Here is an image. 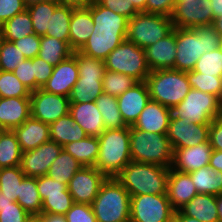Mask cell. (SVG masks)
I'll return each instance as SVG.
<instances>
[{"mask_svg":"<svg viewBox=\"0 0 222 222\" xmlns=\"http://www.w3.org/2000/svg\"><path fill=\"white\" fill-rule=\"evenodd\" d=\"M87 8L94 21L93 32L79 51L104 61L113 49L126 40L129 19L101 6L96 0Z\"/></svg>","mask_w":222,"mask_h":222,"instance_id":"cell-1","label":"cell"},{"mask_svg":"<svg viewBox=\"0 0 222 222\" xmlns=\"http://www.w3.org/2000/svg\"><path fill=\"white\" fill-rule=\"evenodd\" d=\"M216 205L218 210L219 222H222V194L216 196Z\"/></svg>","mask_w":222,"mask_h":222,"instance_id":"cell-63","label":"cell"},{"mask_svg":"<svg viewBox=\"0 0 222 222\" xmlns=\"http://www.w3.org/2000/svg\"><path fill=\"white\" fill-rule=\"evenodd\" d=\"M74 204L69 191H62V194L47 195L42 201L41 213L66 214Z\"/></svg>","mask_w":222,"mask_h":222,"instance_id":"cell-47","label":"cell"},{"mask_svg":"<svg viewBox=\"0 0 222 222\" xmlns=\"http://www.w3.org/2000/svg\"><path fill=\"white\" fill-rule=\"evenodd\" d=\"M197 194L189 173L179 172L170 167L167 179V196L173 209L179 211Z\"/></svg>","mask_w":222,"mask_h":222,"instance_id":"cell-22","label":"cell"},{"mask_svg":"<svg viewBox=\"0 0 222 222\" xmlns=\"http://www.w3.org/2000/svg\"><path fill=\"white\" fill-rule=\"evenodd\" d=\"M24 177L20 166L0 168V191L4 197L16 201Z\"/></svg>","mask_w":222,"mask_h":222,"instance_id":"cell-40","label":"cell"},{"mask_svg":"<svg viewBox=\"0 0 222 222\" xmlns=\"http://www.w3.org/2000/svg\"><path fill=\"white\" fill-rule=\"evenodd\" d=\"M98 140L99 153L94 167L107 178L116 177L132 161L130 126L121 129H105Z\"/></svg>","mask_w":222,"mask_h":222,"instance_id":"cell-3","label":"cell"},{"mask_svg":"<svg viewBox=\"0 0 222 222\" xmlns=\"http://www.w3.org/2000/svg\"><path fill=\"white\" fill-rule=\"evenodd\" d=\"M72 54L73 50L67 42L49 36H40L38 57L42 58L52 66H57Z\"/></svg>","mask_w":222,"mask_h":222,"instance_id":"cell-32","label":"cell"},{"mask_svg":"<svg viewBox=\"0 0 222 222\" xmlns=\"http://www.w3.org/2000/svg\"><path fill=\"white\" fill-rule=\"evenodd\" d=\"M208 141L213 150L222 151V117L213 119L209 127Z\"/></svg>","mask_w":222,"mask_h":222,"instance_id":"cell-56","label":"cell"},{"mask_svg":"<svg viewBox=\"0 0 222 222\" xmlns=\"http://www.w3.org/2000/svg\"><path fill=\"white\" fill-rule=\"evenodd\" d=\"M101 6L112 10L115 13L131 19L139 11L134 7L131 0H96Z\"/></svg>","mask_w":222,"mask_h":222,"instance_id":"cell-52","label":"cell"},{"mask_svg":"<svg viewBox=\"0 0 222 222\" xmlns=\"http://www.w3.org/2000/svg\"><path fill=\"white\" fill-rule=\"evenodd\" d=\"M214 20L222 15V0H210Z\"/></svg>","mask_w":222,"mask_h":222,"instance_id":"cell-60","label":"cell"},{"mask_svg":"<svg viewBox=\"0 0 222 222\" xmlns=\"http://www.w3.org/2000/svg\"><path fill=\"white\" fill-rule=\"evenodd\" d=\"M40 1H44V0H25V3L27 5L31 4V3H34V2H40Z\"/></svg>","mask_w":222,"mask_h":222,"instance_id":"cell-66","label":"cell"},{"mask_svg":"<svg viewBox=\"0 0 222 222\" xmlns=\"http://www.w3.org/2000/svg\"><path fill=\"white\" fill-rule=\"evenodd\" d=\"M222 38L213 25L176 28V58L174 70L193 71L203 53L219 48Z\"/></svg>","mask_w":222,"mask_h":222,"instance_id":"cell-2","label":"cell"},{"mask_svg":"<svg viewBox=\"0 0 222 222\" xmlns=\"http://www.w3.org/2000/svg\"><path fill=\"white\" fill-rule=\"evenodd\" d=\"M83 165L64 149L51 163L47 176L68 186L70 179Z\"/></svg>","mask_w":222,"mask_h":222,"instance_id":"cell-37","label":"cell"},{"mask_svg":"<svg viewBox=\"0 0 222 222\" xmlns=\"http://www.w3.org/2000/svg\"><path fill=\"white\" fill-rule=\"evenodd\" d=\"M130 152L133 162L170 168L173 149L166 134L144 132L130 126Z\"/></svg>","mask_w":222,"mask_h":222,"instance_id":"cell-7","label":"cell"},{"mask_svg":"<svg viewBox=\"0 0 222 222\" xmlns=\"http://www.w3.org/2000/svg\"><path fill=\"white\" fill-rule=\"evenodd\" d=\"M180 211L201 222H219L216 195L198 193Z\"/></svg>","mask_w":222,"mask_h":222,"instance_id":"cell-28","label":"cell"},{"mask_svg":"<svg viewBox=\"0 0 222 222\" xmlns=\"http://www.w3.org/2000/svg\"><path fill=\"white\" fill-rule=\"evenodd\" d=\"M78 66V80L72 87L70 103L95 101L103 93L102 79L106 71L104 61L79 50L73 51Z\"/></svg>","mask_w":222,"mask_h":222,"instance_id":"cell-8","label":"cell"},{"mask_svg":"<svg viewBox=\"0 0 222 222\" xmlns=\"http://www.w3.org/2000/svg\"><path fill=\"white\" fill-rule=\"evenodd\" d=\"M69 97L46 92L41 88L31 92V117L46 124L57 121L60 117L69 114Z\"/></svg>","mask_w":222,"mask_h":222,"instance_id":"cell-13","label":"cell"},{"mask_svg":"<svg viewBox=\"0 0 222 222\" xmlns=\"http://www.w3.org/2000/svg\"><path fill=\"white\" fill-rule=\"evenodd\" d=\"M173 29L171 17L143 11L129 19L126 40L145 49L166 37Z\"/></svg>","mask_w":222,"mask_h":222,"instance_id":"cell-9","label":"cell"},{"mask_svg":"<svg viewBox=\"0 0 222 222\" xmlns=\"http://www.w3.org/2000/svg\"><path fill=\"white\" fill-rule=\"evenodd\" d=\"M60 4L57 1L47 0L34 2L27 5V10L31 16L34 34L45 36L47 28H49L50 13Z\"/></svg>","mask_w":222,"mask_h":222,"instance_id":"cell-38","label":"cell"},{"mask_svg":"<svg viewBox=\"0 0 222 222\" xmlns=\"http://www.w3.org/2000/svg\"><path fill=\"white\" fill-rule=\"evenodd\" d=\"M194 71L203 73L209 76L222 77V50L216 48L215 50L205 52L196 62Z\"/></svg>","mask_w":222,"mask_h":222,"instance_id":"cell-44","label":"cell"},{"mask_svg":"<svg viewBox=\"0 0 222 222\" xmlns=\"http://www.w3.org/2000/svg\"><path fill=\"white\" fill-rule=\"evenodd\" d=\"M78 77L76 57L72 54L69 58L54 66L51 76L41 89L49 93L69 97Z\"/></svg>","mask_w":222,"mask_h":222,"instance_id":"cell-18","label":"cell"},{"mask_svg":"<svg viewBox=\"0 0 222 222\" xmlns=\"http://www.w3.org/2000/svg\"><path fill=\"white\" fill-rule=\"evenodd\" d=\"M63 149L83 166L94 167L99 153V140L98 137L87 136L82 140L67 143Z\"/></svg>","mask_w":222,"mask_h":222,"instance_id":"cell-30","label":"cell"},{"mask_svg":"<svg viewBox=\"0 0 222 222\" xmlns=\"http://www.w3.org/2000/svg\"><path fill=\"white\" fill-rule=\"evenodd\" d=\"M63 146L49 140L34 150L22 152L20 167L27 177L47 175L51 163L62 152Z\"/></svg>","mask_w":222,"mask_h":222,"instance_id":"cell-17","label":"cell"},{"mask_svg":"<svg viewBox=\"0 0 222 222\" xmlns=\"http://www.w3.org/2000/svg\"><path fill=\"white\" fill-rule=\"evenodd\" d=\"M30 216L16 201L0 193V222H26Z\"/></svg>","mask_w":222,"mask_h":222,"instance_id":"cell-46","label":"cell"},{"mask_svg":"<svg viewBox=\"0 0 222 222\" xmlns=\"http://www.w3.org/2000/svg\"><path fill=\"white\" fill-rule=\"evenodd\" d=\"M22 152L34 150L50 140L49 124L31 116L13 130Z\"/></svg>","mask_w":222,"mask_h":222,"instance_id":"cell-26","label":"cell"},{"mask_svg":"<svg viewBox=\"0 0 222 222\" xmlns=\"http://www.w3.org/2000/svg\"><path fill=\"white\" fill-rule=\"evenodd\" d=\"M94 21L88 8L74 9L69 25V45L73 51L80 50L91 33Z\"/></svg>","mask_w":222,"mask_h":222,"instance_id":"cell-27","label":"cell"},{"mask_svg":"<svg viewBox=\"0 0 222 222\" xmlns=\"http://www.w3.org/2000/svg\"><path fill=\"white\" fill-rule=\"evenodd\" d=\"M176 0H147L146 12L171 17Z\"/></svg>","mask_w":222,"mask_h":222,"instance_id":"cell-55","label":"cell"},{"mask_svg":"<svg viewBox=\"0 0 222 222\" xmlns=\"http://www.w3.org/2000/svg\"><path fill=\"white\" fill-rule=\"evenodd\" d=\"M50 140L65 146L67 143L79 141L88 135L70 114L60 117L49 125Z\"/></svg>","mask_w":222,"mask_h":222,"instance_id":"cell-29","label":"cell"},{"mask_svg":"<svg viewBox=\"0 0 222 222\" xmlns=\"http://www.w3.org/2000/svg\"><path fill=\"white\" fill-rule=\"evenodd\" d=\"M170 168L131 161L116 176L130 196L167 194Z\"/></svg>","mask_w":222,"mask_h":222,"instance_id":"cell-4","label":"cell"},{"mask_svg":"<svg viewBox=\"0 0 222 222\" xmlns=\"http://www.w3.org/2000/svg\"><path fill=\"white\" fill-rule=\"evenodd\" d=\"M22 151L13 130H0V168L20 166Z\"/></svg>","mask_w":222,"mask_h":222,"instance_id":"cell-34","label":"cell"},{"mask_svg":"<svg viewBox=\"0 0 222 222\" xmlns=\"http://www.w3.org/2000/svg\"><path fill=\"white\" fill-rule=\"evenodd\" d=\"M31 91L10 71L0 70V98L30 97Z\"/></svg>","mask_w":222,"mask_h":222,"instance_id":"cell-43","label":"cell"},{"mask_svg":"<svg viewBox=\"0 0 222 222\" xmlns=\"http://www.w3.org/2000/svg\"><path fill=\"white\" fill-rule=\"evenodd\" d=\"M30 116V97L0 98V130H14Z\"/></svg>","mask_w":222,"mask_h":222,"instance_id":"cell-24","label":"cell"},{"mask_svg":"<svg viewBox=\"0 0 222 222\" xmlns=\"http://www.w3.org/2000/svg\"><path fill=\"white\" fill-rule=\"evenodd\" d=\"M213 27L215 28V30L219 33V35L222 38V15H220L219 17H217L214 20Z\"/></svg>","mask_w":222,"mask_h":222,"instance_id":"cell-64","label":"cell"},{"mask_svg":"<svg viewBox=\"0 0 222 222\" xmlns=\"http://www.w3.org/2000/svg\"><path fill=\"white\" fill-rule=\"evenodd\" d=\"M212 151L209 142L187 148L173 149L171 168L179 172L189 173L201 167L209 166Z\"/></svg>","mask_w":222,"mask_h":222,"instance_id":"cell-20","label":"cell"},{"mask_svg":"<svg viewBox=\"0 0 222 222\" xmlns=\"http://www.w3.org/2000/svg\"><path fill=\"white\" fill-rule=\"evenodd\" d=\"M198 193L219 195L222 194V172L210 166L189 172Z\"/></svg>","mask_w":222,"mask_h":222,"instance_id":"cell-31","label":"cell"},{"mask_svg":"<svg viewBox=\"0 0 222 222\" xmlns=\"http://www.w3.org/2000/svg\"><path fill=\"white\" fill-rule=\"evenodd\" d=\"M176 1H194V0H176Z\"/></svg>","mask_w":222,"mask_h":222,"instance_id":"cell-69","label":"cell"},{"mask_svg":"<svg viewBox=\"0 0 222 222\" xmlns=\"http://www.w3.org/2000/svg\"><path fill=\"white\" fill-rule=\"evenodd\" d=\"M13 74L31 91H35V75L32 59L19 62Z\"/></svg>","mask_w":222,"mask_h":222,"instance_id":"cell-50","label":"cell"},{"mask_svg":"<svg viewBox=\"0 0 222 222\" xmlns=\"http://www.w3.org/2000/svg\"><path fill=\"white\" fill-rule=\"evenodd\" d=\"M66 222H97L92 206L74 203L65 214Z\"/></svg>","mask_w":222,"mask_h":222,"instance_id":"cell-48","label":"cell"},{"mask_svg":"<svg viewBox=\"0 0 222 222\" xmlns=\"http://www.w3.org/2000/svg\"><path fill=\"white\" fill-rule=\"evenodd\" d=\"M144 50L150 71L173 69L176 58V28L166 37L159 39Z\"/></svg>","mask_w":222,"mask_h":222,"instance_id":"cell-21","label":"cell"},{"mask_svg":"<svg viewBox=\"0 0 222 222\" xmlns=\"http://www.w3.org/2000/svg\"><path fill=\"white\" fill-rule=\"evenodd\" d=\"M106 70L122 73L144 82L150 74L145 50L133 42L124 40L104 60Z\"/></svg>","mask_w":222,"mask_h":222,"instance_id":"cell-11","label":"cell"},{"mask_svg":"<svg viewBox=\"0 0 222 222\" xmlns=\"http://www.w3.org/2000/svg\"><path fill=\"white\" fill-rule=\"evenodd\" d=\"M69 114L88 136L99 137L106 129L95 101L70 103Z\"/></svg>","mask_w":222,"mask_h":222,"instance_id":"cell-25","label":"cell"},{"mask_svg":"<svg viewBox=\"0 0 222 222\" xmlns=\"http://www.w3.org/2000/svg\"><path fill=\"white\" fill-rule=\"evenodd\" d=\"M171 116L177 119L186 117L191 123L210 124L213 119L221 116L220 99L191 88L184 100L171 109Z\"/></svg>","mask_w":222,"mask_h":222,"instance_id":"cell-10","label":"cell"},{"mask_svg":"<svg viewBox=\"0 0 222 222\" xmlns=\"http://www.w3.org/2000/svg\"><path fill=\"white\" fill-rule=\"evenodd\" d=\"M150 100L146 82H138L117 97L119 111L127 126H132Z\"/></svg>","mask_w":222,"mask_h":222,"instance_id":"cell-19","label":"cell"},{"mask_svg":"<svg viewBox=\"0 0 222 222\" xmlns=\"http://www.w3.org/2000/svg\"><path fill=\"white\" fill-rule=\"evenodd\" d=\"M210 124L191 123V120L177 119L171 116L167 137L172 149L196 146L203 142H209Z\"/></svg>","mask_w":222,"mask_h":222,"instance_id":"cell-15","label":"cell"},{"mask_svg":"<svg viewBox=\"0 0 222 222\" xmlns=\"http://www.w3.org/2000/svg\"><path fill=\"white\" fill-rule=\"evenodd\" d=\"M174 215L167 194L131 196L130 222H166Z\"/></svg>","mask_w":222,"mask_h":222,"instance_id":"cell-12","label":"cell"},{"mask_svg":"<svg viewBox=\"0 0 222 222\" xmlns=\"http://www.w3.org/2000/svg\"><path fill=\"white\" fill-rule=\"evenodd\" d=\"M32 64L34 65L36 91L37 89L42 88L43 85L48 81L53 72L54 66L38 56L32 59Z\"/></svg>","mask_w":222,"mask_h":222,"instance_id":"cell-53","label":"cell"},{"mask_svg":"<svg viewBox=\"0 0 222 222\" xmlns=\"http://www.w3.org/2000/svg\"><path fill=\"white\" fill-rule=\"evenodd\" d=\"M26 58L13 42L0 37V70L12 72Z\"/></svg>","mask_w":222,"mask_h":222,"instance_id":"cell-45","label":"cell"},{"mask_svg":"<svg viewBox=\"0 0 222 222\" xmlns=\"http://www.w3.org/2000/svg\"><path fill=\"white\" fill-rule=\"evenodd\" d=\"M43 222H66L65 214L41 213Z\"/></svg>","mask_w":222,"mask_h":222,"instance_id":"cell-59","label":"cell"},{"mask_svg":"<svg viewBox=\"0 0 222 222\" xmlns=\"http://www.w3.org/2000/svg\"><path fill=\"white\" fill-rule=\"evenodd\" d=\"M31 34H34L33 24L27 9L0 26V37L9 42Z\"/></svg>","mask_w":222,"mask_h":222,"instance_id":"cell-33","label":"cell"},{"mask_svg":"<svg viewBox=\"0 0 222 222\" xmlns=\"http://www.w3.org/2000/svg\"><path fill=\"white\" fill-rule=\"evenodd\" d=\"M174 216L178 219V222H201L194 217L184 215L180 210L175 211Z\"/></svg>","mask_w":222,"mask_h":222,"instance_id":"cell-61","label":"cell"},{"mask_svg":"<svg viewBox=\"0 0 222 222\" xmlns=\"http://www.w3.org/2000/svg\"><path fill=\"white\" fill-rule=\"evenodd\" d=\"M131 196L116 177L101 184L91 206L97 222H130Z\"/></svg>","mask_w":222,"mask_h":222,"instance_id":"cell-5","label":"cell"},{"mask_svg":"<svg viewBox=\"0 0 222 222\" xmlns=\"http://www.w3.org/2000/svg\"><path fill=\"white\" fill-rule=\"evenodd\" d=\"M95 104L101 113L106 129H121L127 127L119 111L117 97L107 93H102Z\"/></svg>","mask_w":222,"mask_h":222,"instance_id":"cell-36","label":"cell"},{"mask_svg":"<svg viewBox=\"0 0 222 222\" xmlns=\"http://www.w3.org/2000/svg\"><path fill=\"white\" fill-rule=\"evenodd\" d=\"M133 2L134 7L139 12H146V1L147 0H131Z\"/></svg>","mask_w":222,"mask_h":222,"instance_id":"cell-62","label":"cell"},{"mask_svg":"<svg viewBox=\"0 0 222 222\" xmlns=\"http://www.w3.org/2000/svg\"><path fill=\"white\" fill-rule=\"evenodd\" d=\"M26 9L25 0H0V26Z\"/></svg>","mask_w":222,"mask_h":222,"instance_id":"cell-54","label":"cell"},{"mask_svg":"<svg viewBox=\"0 0 222 222\" xmlns=\"http://www.w3.org/2000/svg\"><path fill=\"white\" fill-rule=\"evenodd\" d=\"M138 81L131 76L106 70L102 79L103 92L118 97Z\"/></svg>","mask_w":222,"mask_h":222,"instance_id":"cell-41","label":"cell"},{"mask_svg":"<svg viewBox=\"0 0 222 222\" xmlns=\"http://www.w3.org/2000/svg\"><path fill=\"white\" fill-rule=\"evenodd\" d=\"M186 74L192 89L207 92L222 99V77L209 76L194 70Z\"/></svg>","mask_w":222,"mask_h":222,"instance_id":"cell-42","label":"cell"},{"mask_svg":"<svg viewBox=\"0 0 222 222\" xmlns=\"http://www.w3.org/2000/svg\"><path fill=\"white\" fill-rule=\"evenodd\" d=\"M150 100L172 109L184 100L191 89L186 72L174 69L150 71L145 80Z\"/></svg>","mask_w":222,"mask_h":222,"instance_id":"cell-6","label":"cell"},{"mask_svg":"<svg viewBox=\"0 0 222 222\" xmlns=\"http://www.w3.org/2000/svg\"><path fill=\"white\" fill-rule=\"evenodd\" d=\"M13 43L19 48L26 59H33L39 54L40 36L36 34L27 35L13 41Z\"/></svg>","mask_w":222,"mask_h":222,"instance_id":"cell-51","label":"cell"},{"mask_svg":"<svg viewBox=\"0 0 222 222\" xmlns=\"http://www.w3.org/2000/svg\"><path fill=\"white\" fill-rule=\"evenodd\" d=\"M16 202L30 215L41 214L42 200L38 192L37 178L27 176L23 178Z\"/></svg>","mask_w":222,"mask_h":222,"instance_id":"cell-35","label":"cell"},{"mask_svg":"<svg viewBox=\"0 0 222 222\" xmlns=\"http://www.w3.org/2000/svg\"><path fill=\"white\" fill-rule=\"evenodd\" d=\"M209 166L215 169L217 172H222V151L213 150L211 153Z\"/></svg>","mask_w":222,"mask_h":222,"instance_id":"cell-58","label":"cell"},{"mask_svg":"<svg viewBox=\"0 0 222 222\" xmlns=\"http://www.w3.org/2000/svg\"><path fill=\"white\" fill-rule=\"evenodd\" d=\"M60 5L69 6L75 9L87 8L95 0H56Z\"/></svg>","mask_w":222,"mask_h":222,"instance_id":"cell-57","label":"cell"},{"mask_svg":"<svg viewBox=\"0 0 222 222\" xmlns=\"http://www.w3.org/2000/svg\"><path fill=\"white\" fill-rule=\"evenodd\" d=\"M166 222H178V219L175 216H173L170 220Z\"/></svg>","mask_w":222,"mask_h":222,"instance_id":"cell-67","label":"cell"},{"mask_svg":"<svg viewBox=\"0 0 222 222\" xmlns=\"http://www.w3.org/2000/svg\"><path fill=\"white\" fill-rule=\"evenodd\" d=\"M170 118L171 109L156 101L149 100L132 126L144 132L167 134Z\"/></svg>","mask_w":222,"mask_h":222,"instance_id":"cell-23","label":"cell"},{"mask_svg":"<svg viewBox=\"0 0 222 222\" xmlns=\"http://www.w3.org/2000/svg\"><path fill=\"white\" fill-rule=\"evenodd\" d=\"M26 222H43V219L40 215H31Z\"/></svg>","mask_w":222,"mask_h":222,"instance_id":"cell-65","label":"cell"},{"mask_svg":"<svg viewBox=\"0 0 222 222\" xmlns=\"http://www.w3.org/2000/svg\"><path fill=\"white\" fill-rule=\"evenodd\" d=\"M221 103V117H222V99L220 100Z\"/></svg>","mask_w":222,"mask_h":222,"instance_id":"cell-68","label":"cell"},{"mask_svg":"<svg viewBox=\"0 0 222 222\" xmlns=\"http://www.w3.org/2000/svg\"><path fill=\"white\" fill-rule=\"evenodd\" d=\"M75 8L59 5L54 13H50L49 28L45 36L57 38L69 44V25Z\"/></svg>","mask_w":222,"mask_h":222,"instance_id":"cell-39","label":"cell"},{"mask_svg":"<svg viewBox=\"0 0 222 222\" xmlns=\"http://www.w3.org/2000/svg\"><path fill=\"white\" fill-rule=\"evenodd\" d=\"M37 187L42 201L47 195L62 194V191H68L66 184L60 183L47 175L37 177Z\"/></svg>","mask_w":222,"mask_h":222,"instance_id":"cell-49","label":"cell"},{"mask_svg":"<svg viewBox=\"0 0 222 222\" xmlns=\"http://www.w3.org/2000/svg\"><path fill=\"white\" fill-rule=\"evenodd\" d=\"M210 0L176 1L171 20L174 28H194L214 23Z\"/></svg>","mask_w":222,"mask_h":222,"instance_id":"cell-14","label":"cell"},{"mask_svg":"<svg viewBox=\"0 0 222 222\" xmlns=\"http://www.w3.org/2000/svg\"><path fill=\"white\" fill-rule=\"evenodd\" d=\"M106 178L97 168L82 166L70 179L67 186L74 203L91 205Z\"/></svg>","mask_w":222,"mask_h":222,"instance_id":"cell-16","label":"cell"}]
</instances>
